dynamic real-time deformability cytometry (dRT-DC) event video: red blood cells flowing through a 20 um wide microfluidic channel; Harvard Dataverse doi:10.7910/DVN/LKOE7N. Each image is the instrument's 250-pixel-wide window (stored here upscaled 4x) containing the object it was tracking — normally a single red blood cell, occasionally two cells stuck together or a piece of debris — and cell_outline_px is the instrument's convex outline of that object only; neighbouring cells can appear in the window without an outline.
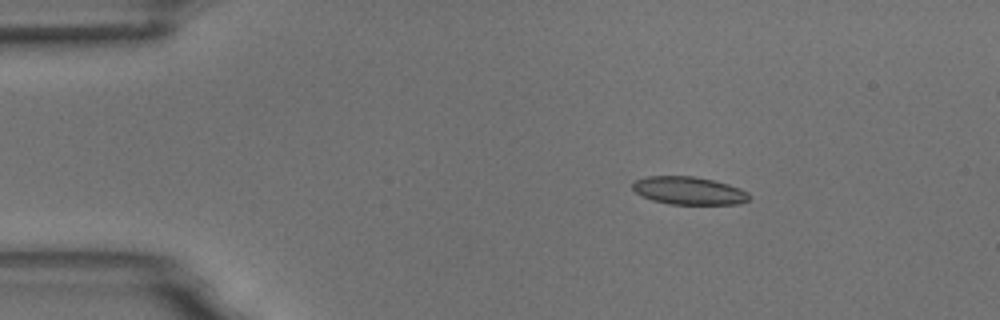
{"species": "common noctule bat (a hibernating species)", "species_latin": "Nyctalus noctula", "temperature_condition": "room temperature", "stored_images_in_passage": 4, "segment_of_instrument_passage": [1, 2], "camera_frame_rate_fps": 3000, "um_per_image_px": 0.085, "animal": {"sex": "male", "body_mass_g": 18.8}, "frame": {"image": 1, "passage_image": 1, "time_ms": 0.0, "image_size_px": [1000, 320], "cell_outline_px": [[752, 196], [748, 200], [736, 204], [668, 204], [652, 200], [636, 192], [632, 188], [632, 180], [644, 176], [692, 176], [712, 180], [728, 184], [740, 188], [748, 192]], "centroid_in_image_um": [58.53, 16.2], "position_along_channel_um": 26.5, "area_um2": 19.02}}